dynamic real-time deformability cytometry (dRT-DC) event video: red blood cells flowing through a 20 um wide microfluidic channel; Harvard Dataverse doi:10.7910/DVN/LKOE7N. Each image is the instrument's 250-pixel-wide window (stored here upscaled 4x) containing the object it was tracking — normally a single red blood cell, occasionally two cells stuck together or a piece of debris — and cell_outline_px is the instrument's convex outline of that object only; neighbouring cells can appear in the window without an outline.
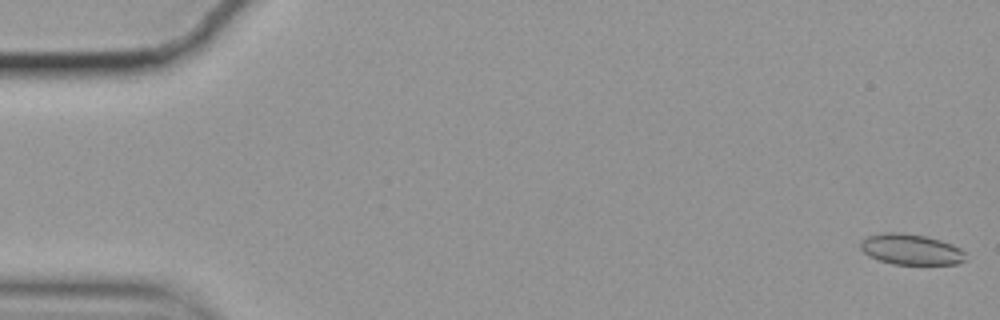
{"species": "common noctule bat (a hibernating species)", "species_latin": "Nyctalus noctula", "temperature_condition": "cold", "stored_images_in_passage": 57, "camera_frame_rate_fps": 3000, "um_per_image_px": 0.085, "animal": {"sex": "female", "body_mass_g": 19.9}, "frame": {"image": 1, "passage_image": 1, "time_ms": 0.0, "image_size_px": [1000, 320], "cell_outline_px": [[964, 260], [956, 264], [892, 264], [868, 256], [860, 248], [860, 240], [868, 236], [884, 232], [900, 232], [924, 236], [940, 240], [952, 244], [960, 248], [964, 252]], "centroid_in_image_um": [77.39, 21.19], "position_along_channel_um": 7.6, "area_um2": 18.73}}
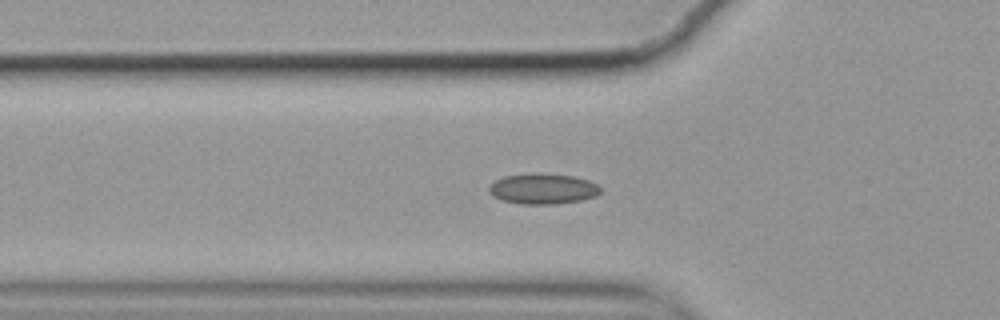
{"frame": {"image": 2, "passage_image": 19, "time_ms": 6.0, "image_size_px": [1000, 320], "cell_outline_px": [[600, 192], [596, 196], [580, 200], [556, 204], [524, 204], [504, 200], [492, 196], [488, 192], [488, 188], [496, 180], [504, 176], [536, 172], [540, 172], [572, 176], [588, 180], [596, 184], [600, 188]], "centroid_in_image_um": [46.13, 16.03], "position_along_channel_um": 79.7, "area_um2": 19.83}}
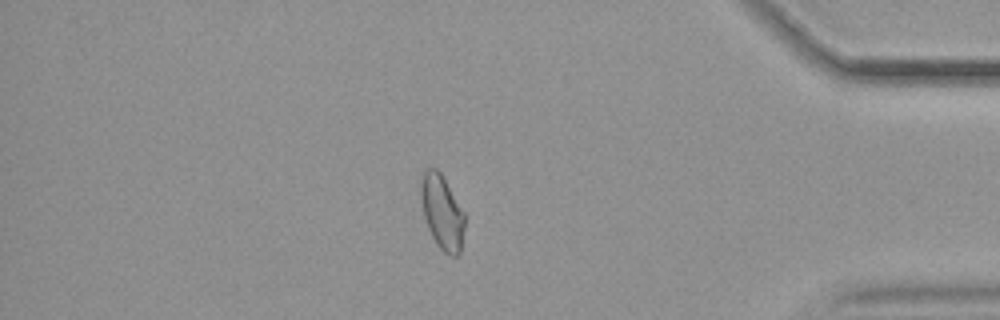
{"frame": {"image": 3, "passage_image": 49, "time_ms": 16.0, "image_size_px": [1000, 320], "cell_outline_px": [[464, 228], [460, 252], [456, 256], [448, 256], [436, 244], [428, 228], [424, 216], [420, 192], [420, 188], [424, 172], [428, 168], [436, 168], [440, 172], [464, 212]], "centroid_in_image_um": [37.58, 18.06], "position_along_channel_um": 397.6, "area_um2": 18.67}, "authors_computed_cell_mechanics": {"area_um2": 18.9584, "velocity_mm_per_s": 3.5094, "shape_relaxation_time_tau1_ms": null, "shape_relaxation_time_tau2_ms": 3.1281, "deformation_change_tau1": null, "deformation_change_tau2": 0.079}}